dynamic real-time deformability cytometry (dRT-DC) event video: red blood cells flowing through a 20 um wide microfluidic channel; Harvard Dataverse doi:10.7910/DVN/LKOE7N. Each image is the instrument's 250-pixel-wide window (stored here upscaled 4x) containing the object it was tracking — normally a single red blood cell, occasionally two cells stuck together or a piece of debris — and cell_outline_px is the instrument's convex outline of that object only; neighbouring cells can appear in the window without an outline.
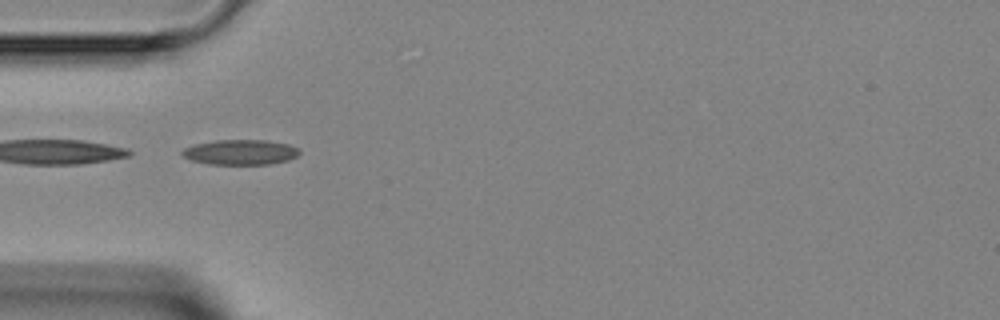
{"species": "Egyptian fruit bat (a non-hibernating species)", "species_latin": "Rousettus aegyptiacus", "temperature_condition": "room temperature", "stored_images_in_passage": 5, "segment_of_instrument_passage": [2, 2], "camera_frame_rate_fps": 3000, "um_per_image_px": 0.085, "animal": {"sex": "female"}, "frame": {"image": 1, "passage_image": 3, "time_ms": 3.0, "image_size_px": [1000, 320], "cell_outline_px": [[300, 152], [296, 156], [288, 160], [268, 164], [208, 164], [192, 160], [184, 156], [180, 152], [184, 148], [196, 144], [216, 140], [264, 140], [288, 144], [300, 148]], "centroid_in_image_um": [20.45, 12.93], "position_along_channel_um": 64.6, "area_um2": 17.05}}
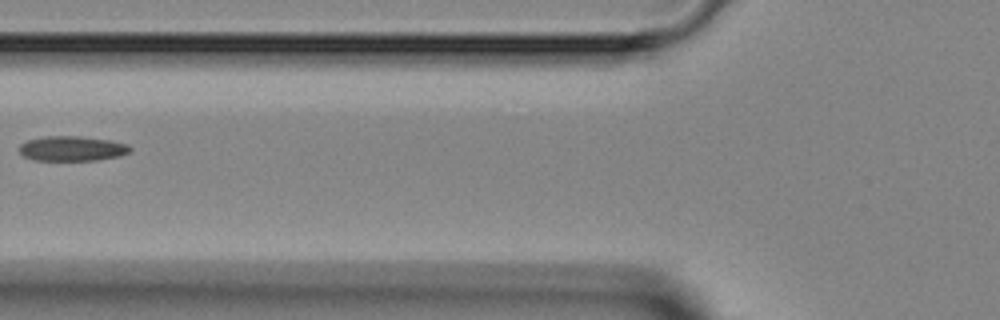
{"frame": {"image": 2, "passage_image": 4, "time_ms": 4.333, "image_size_px": [1000, 320], "cell_outline_px": [[132, 148], [128, 152], [120, 156], [96, 160], [36, 160], [24, 156], [20, 152], [20, 144], [28, 140], [44, 136], [80, 136], [108, 140], [128, 144]], "centroid_in_image_um": [6.13, 12.62], "position_along_channel_um": 119.7, "area_um2": 15.95}}
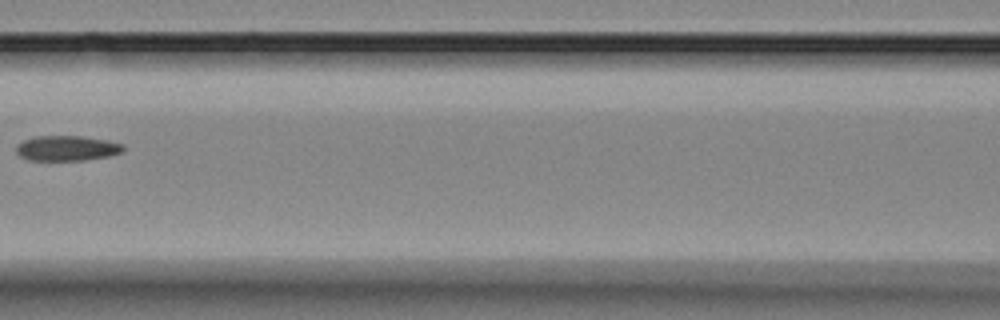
{"frame": {"image": 3, "passage_image": 5, "time_ms": 5.333, "image_size_px": [1000, 320], "cell_outline_px": [[124, 152], [108, 156], [84, 160], [28, 160], [20, 156], [16, 152], [16, 144], [32, 136], [80, 136], [108, 140], [124, 144]], "centroid_in_image_um": [5.68, 12.59], "position_along_channel_um": 160.9, "area_um2": 15.84}}